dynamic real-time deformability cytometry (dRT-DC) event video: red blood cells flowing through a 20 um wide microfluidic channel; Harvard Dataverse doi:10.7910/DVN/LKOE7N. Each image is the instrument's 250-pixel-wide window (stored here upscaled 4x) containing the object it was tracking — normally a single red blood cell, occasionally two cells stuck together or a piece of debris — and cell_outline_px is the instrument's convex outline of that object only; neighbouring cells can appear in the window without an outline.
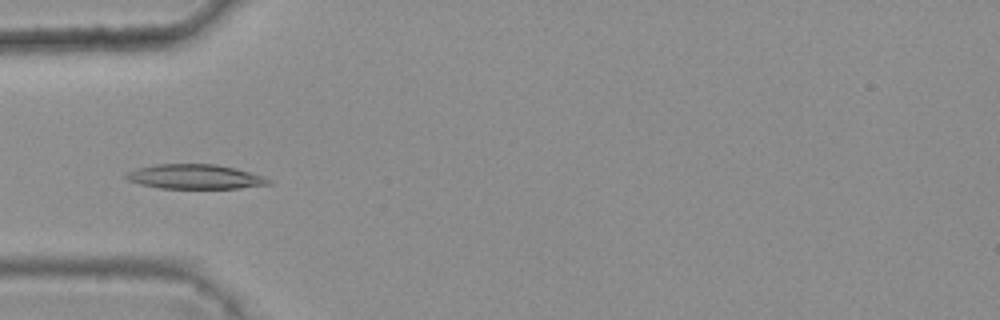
{"species": "common noctule bat (a hibernating species)", "species_latin": "Nyctalus noctula", "temperature_condition": "warm", "stored_images_in_passage": 45, "camera_frame_rate_fps": 3000, "um_per_image_px": 0.085, "animal": {"sex": "female", "body_mass_g": 25.1}, "frame": {"image": 1, "passage_image": 17, "time_ms": 5.333, "image_size_px": [1000, 320], "cell_outline_px": [[272, 184], [240, 188], [160, 188], [140, 184], [128, 180], [120, 176], [136, 168], [156, 164], [216, 164], [236, 168], [264, 176], [272, 180]], "centroid_in_image_um": [16.57, 15.01], "position_along_channel_um": 68.4, "area_um2": 20.58}}
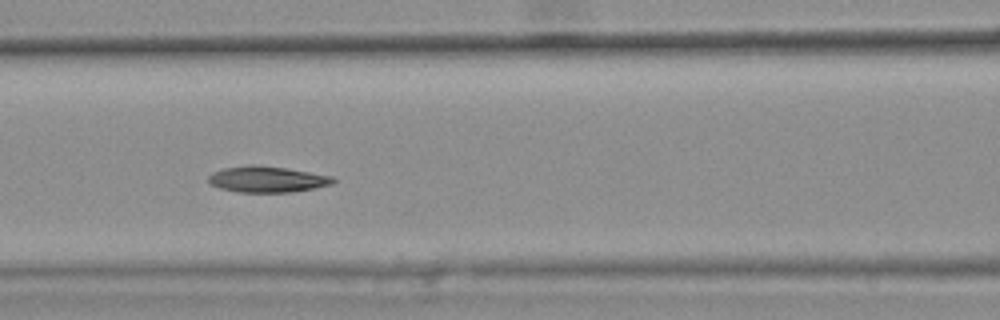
{"frame": {"image": 2, "passage_image": 23, "time_ms": 7.333, "image_size_px": [1000, 320], "cell_outline_px": [[336, 180], [332, 184], [316, 188], [292, 192], [236, 192], [220, 188], [212, 184], [208, 180], [208, 176], [212, 172], [224, 168], [284, 168], [332, 176]], "centroid_in_image_um": [22.75, 15.29], "position_along_channel_um": 143.8, "area_um2": 17.98}}
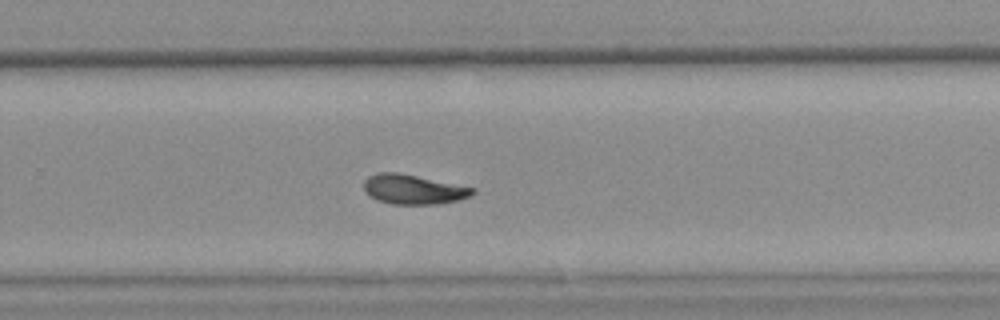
{"frame": {"image": 3, "passage_image": 35, "time_ms": 11.333, "image_size_px": [1000, 320], "cell_outline_px": [[476, 192], [472, 196], [460, 200], [436, 204], [392, 204], [376, 200], [364, 192], [364, 180], [368, 176], [376, 172], [396, 172], [476, 188]], "centroid_in_image_um": [35.13, 16.1], "position_along_channel_um": 294.7, "area_um2": 18.9}, "authors_computed_cell_mechanics": {"area_um2": 19.074, "velocity_mm_per_s": 3.7811, "shape_relaxation_time_tau1_ms": 7.7982, "shape_relaxation_time_tau2_ms": 5.2433, "deformation_change_tau1": 0.2008, "deformation_change_tau2": 0.1128}}